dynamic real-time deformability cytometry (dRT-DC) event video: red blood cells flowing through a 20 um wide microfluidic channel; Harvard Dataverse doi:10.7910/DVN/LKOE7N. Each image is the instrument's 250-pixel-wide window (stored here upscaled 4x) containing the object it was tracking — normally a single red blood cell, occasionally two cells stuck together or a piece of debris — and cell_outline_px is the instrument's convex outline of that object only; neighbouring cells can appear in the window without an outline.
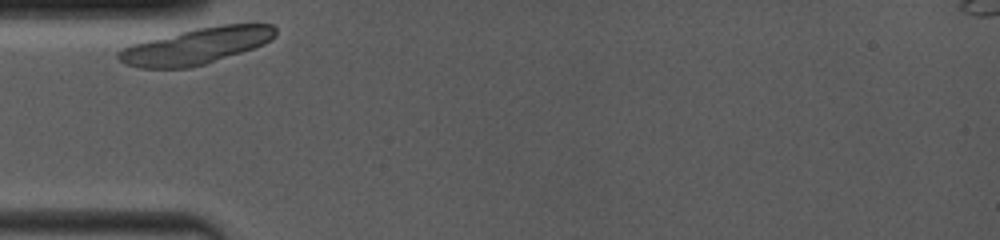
{"species": "common noctule bat (a hibernating species)", "species_latin": "Nyctalus noctula", "temperature_condition": "room temperature", "stored_images_in_passage": 2, "camera_frame_rate_fps": 4000, "um_per_image_px": 0.085, "animal": {"sex": "female", "body_mass_g": 19.0, "forearm_length_mm": 53.3}, "frame": {"image": 1, "passage_image": 1, "time_ms": 0.0, "image_size_px": [1000, 240], "cell_outline_px": [[276, 36], [264, 44], [192, 68], [140, 68], [124, 64], [116, 56], [116, 52], [132, 44], [196, 28], [220, 24], [272, 24], [276, 28]], "centroid_in_image_um": [16.68, 3.91], "position_along_channel_um": 68.3, "area_um2": 32.77}}